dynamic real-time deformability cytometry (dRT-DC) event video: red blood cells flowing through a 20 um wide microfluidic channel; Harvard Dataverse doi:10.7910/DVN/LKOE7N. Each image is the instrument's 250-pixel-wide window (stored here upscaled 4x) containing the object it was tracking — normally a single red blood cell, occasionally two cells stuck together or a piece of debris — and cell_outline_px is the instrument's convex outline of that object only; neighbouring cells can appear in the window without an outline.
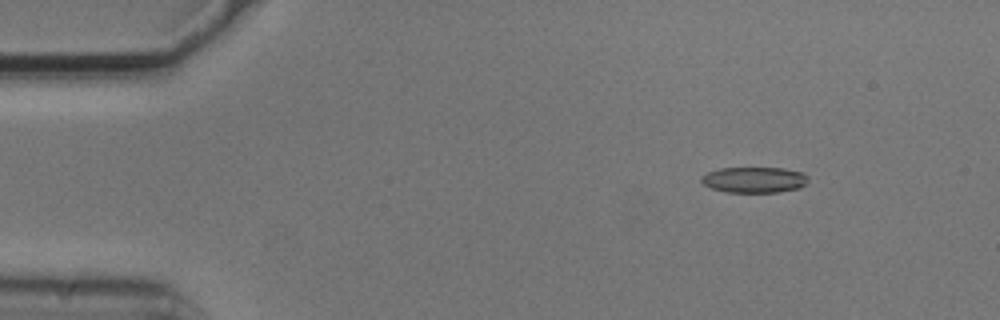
{"species": "common noctule bat (a hibernating species)", "species_latin": "Nyctalus noctula", "temperature_condition": "cold", "stored_images_in_passage": 6, "camera_frame_rate_fps": 3000, "um_per_image_px": 0.085, "animal": {"sex": "male", "body_mass_g": 20.5, "forearm_length_mm": 52.5}, "frame": {"image": 1, "passage_image": 2, "time_ms": 0.333, "image_size_px": [1000, 320], "cell_outline_px": [[808, 180], [800, 188], [776, 192], [724, 192], [712, 188], [704, 184], [700, 180], [700, 176], [708, 172], [720, 168], [784, 168], [804, 172], [808, 176]], "centroid_in_image_um": [64.11, 15.28], "position_along_channel_um": 20.9, "area_um2": 16.13}}
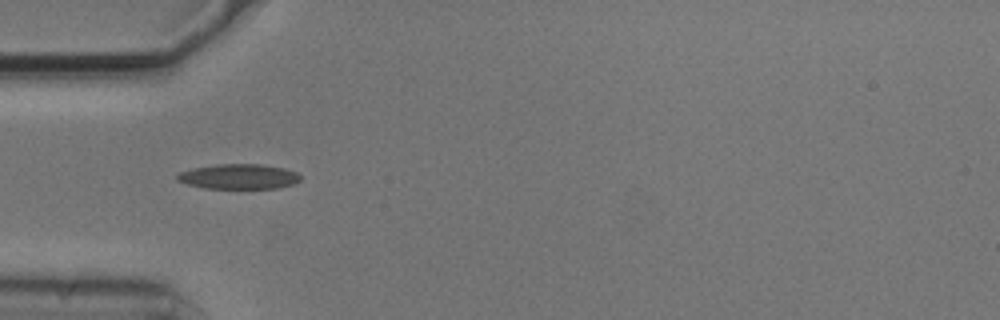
{"frame": {"image": 2, "passage_image": 5, "time_ms": 1.333, "image_size_px": [1000, 320], "cell_outline_px": [[300, 180], [292, 184], [276, 188], [204, 188], [188, 184], [176, 180], [176, 176], [180, 172], [192, 168], [216, 164], [260, 164], [284, 168], [296, 172], [300, 176]], "centroid_in_image_um": [20.27, 15.0], "position_along_channel_um": 64.7, "area_um2": 17.86}}